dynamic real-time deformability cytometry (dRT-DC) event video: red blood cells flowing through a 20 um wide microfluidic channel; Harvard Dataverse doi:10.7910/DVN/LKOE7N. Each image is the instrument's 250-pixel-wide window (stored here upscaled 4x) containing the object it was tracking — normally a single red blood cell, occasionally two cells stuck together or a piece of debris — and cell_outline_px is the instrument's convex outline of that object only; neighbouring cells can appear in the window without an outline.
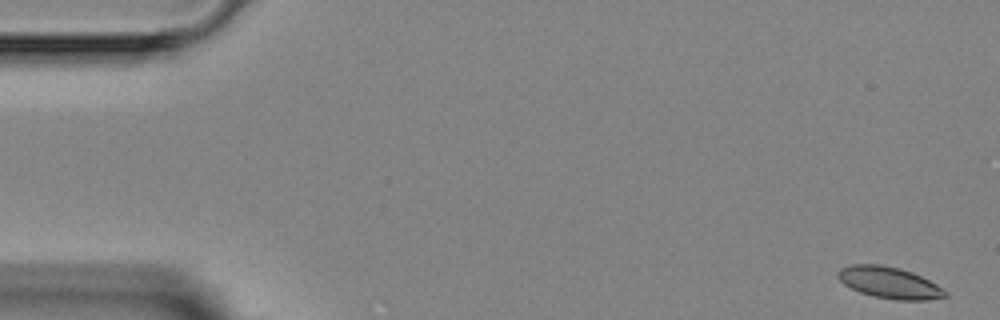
{"species": "Egyptian fruit bat (a non-hibernating species)", "species_latin": "Rousettus aegyptiacus", "temperature_condition": "room temperature", "stored_images_in_passage": 4, "camera_frame_rate_fps": 3000, "um_per_image_px": 0.085, "animal": {"sex": "female"}, "frame": {"image": 1, "passage_image": 1, "time_ms": 0.0, "image_size_px": [1000, 320], "cell_outline_px": [[948, 296], [928, 300], [896, 300], [872, 296], [860, 292], [844, 284], [836, 276], [840, 268], [852, 264], [880, 264], [900, 268], [912, 272], [936, 284], [948, 292]], "centroid_in_image_um": [75.59, 24.03], "position_along_channel_um": 9.4, "area_um2": 19.71}}
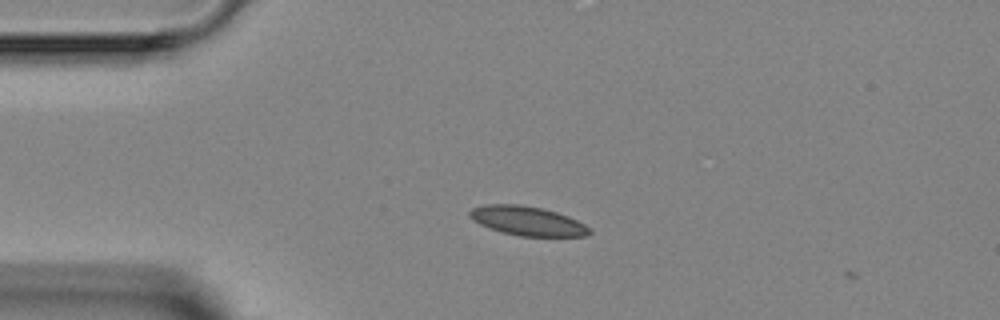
{"frame": {"image": 2, "passage_image": 3, "time_ms": 3.333, "image_size_px": [1000, 320], "cell_outline_px": [[592, 232], [588, 236], [520, 236], [488, 228], [472, 220], [468, 216], [468, 212], [472, 208], [488, 204], [520, 204], [544, 208], [568, 216], [584, 224]], "centroid_in_image_um": [44.81, 18.77], "position_along_channel_um": 40.2, "area_um2": 20.4}}